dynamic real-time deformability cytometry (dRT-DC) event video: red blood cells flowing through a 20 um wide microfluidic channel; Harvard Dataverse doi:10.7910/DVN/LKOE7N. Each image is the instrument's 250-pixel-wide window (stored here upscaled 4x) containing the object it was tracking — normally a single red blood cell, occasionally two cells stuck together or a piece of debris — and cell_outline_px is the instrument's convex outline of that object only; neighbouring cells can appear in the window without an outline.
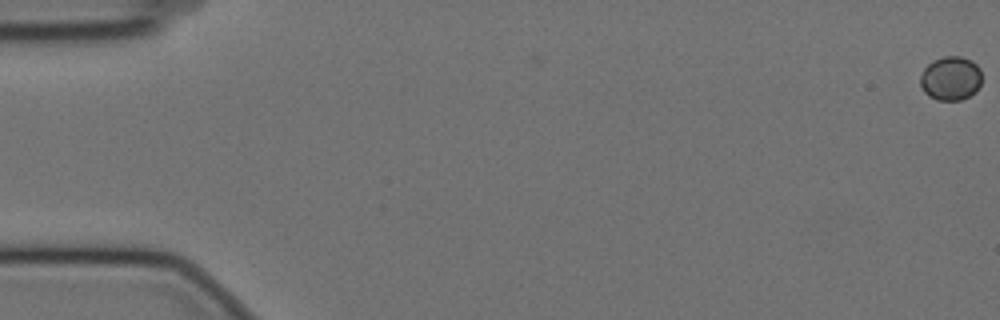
{"species": "Egyptian fruit bat (a non-hibernating species)", "species_latin": "Rousettus aegyptiacus", "temperature_condition": "cold", "stored_images_in_passage": 59, "camera_frame_rate_fps": 3000, "um_per_image_px": 0.085, "animal": {"sex": "female"}, "frame": {"image": 1, "passage_image": 1, "time_ms": 0.0, "image_size_px": [1000, 320], "cell_outline_px": [[980, 84], [976, 92], [960, 100], [936, 100], [928, 96], [924, 92], [920, 84], [920, 76], [924, 68], [932, 60], [944, 56], [960, 56], [972, 60], [980, 68]], "centroid_in_image_um": [80.79, 6.65], "position_along_channel_um": 4.2, "area_um2": 15.9}}
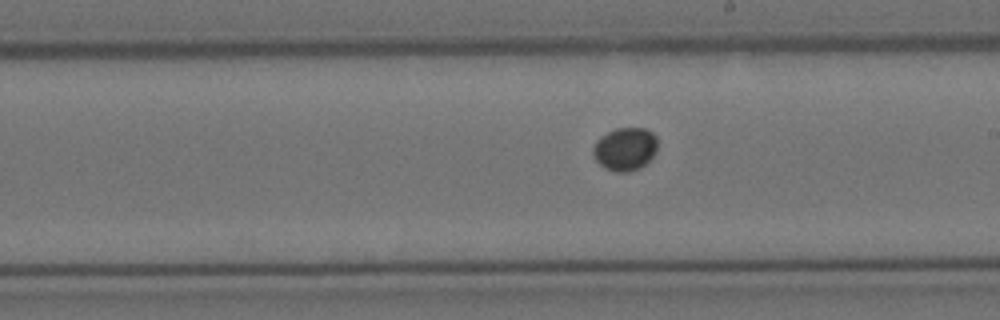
{"frame": {"image": 2, "passage_image": 34, "time_ms": 11.0, "image_size_px": [1000, 320], "cell_outline_px": [[656, 152], [640, 168], [628, 172], [616, 172], [604, 168], [596, 160], [592, 152], [592, 148], [596, 140], [608, 132], [616, 128], [644, 128], [652, 132], [656, 136]], "centroid_in_image_um": [53.11, 12.67], "position_along_channel_um": 235.9, "area_um2": 16.13}}
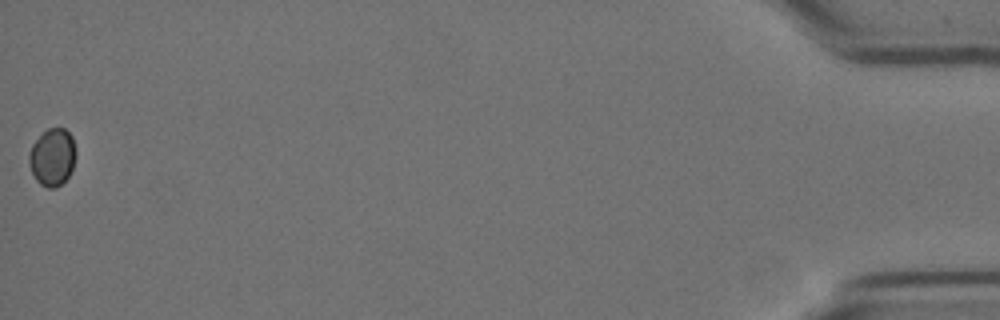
{"frame": {"image": 3, "passage_image": 59, "time_ms": 19.333, "image_size_px": [1000, 320], "cell_outline_px": [[76, 156], [72, 168], [68, 176], [56, 188], [48, 188], [40, 184], [36, 180], [32, 172], [28, 160], [28, 156], [32, 144], [48, 128], [64, 128], [72, 136], [76, 148]], "centroid_in_image_um": [4.46, 13.35], "position_along_channel_um": 430.7, "area_um2": 15.61}}